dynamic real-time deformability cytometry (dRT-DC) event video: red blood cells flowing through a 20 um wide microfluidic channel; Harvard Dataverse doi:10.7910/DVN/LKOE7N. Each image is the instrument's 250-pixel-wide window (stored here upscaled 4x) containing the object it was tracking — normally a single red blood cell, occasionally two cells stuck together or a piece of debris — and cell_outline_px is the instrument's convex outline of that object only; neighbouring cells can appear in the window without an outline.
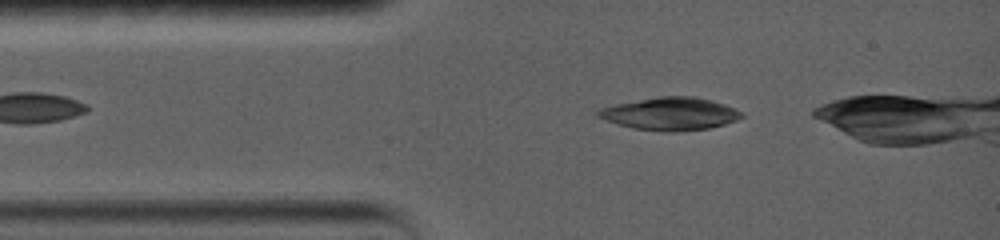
{"species": "common noctule bat (a hibernating species)", "species_latin": "Nyctalus noctula", "temperature_condition": "warm", "stored_images_in_passage": 5, "camera_frame_rate_fps": 5000, "um_per_image_px": 0.085, "animal": {"sex": "female", "body_mass_g": 19.0, "forearm_length_mm": 56.7}, "frame": {"image": 1, "passage_image": 3, "time_ms": 0.6, "image_size_px": [1000, 240], "cell_outline_px": [[744, 116], [736, 120], [724, 124], [708, 128], [676, 132], [668, 132], [632, 128], [616, 124], [604, 120], [596, 116], [596, 112], [600, 108], [616, 104], [656, 96], [692, 96], [712, 100], [724, 104], [740, 112]], "centroid_in_image_um": [56.92, 9.67], "position_along_channel_um": 28.1, "area_um2": 27.34}}